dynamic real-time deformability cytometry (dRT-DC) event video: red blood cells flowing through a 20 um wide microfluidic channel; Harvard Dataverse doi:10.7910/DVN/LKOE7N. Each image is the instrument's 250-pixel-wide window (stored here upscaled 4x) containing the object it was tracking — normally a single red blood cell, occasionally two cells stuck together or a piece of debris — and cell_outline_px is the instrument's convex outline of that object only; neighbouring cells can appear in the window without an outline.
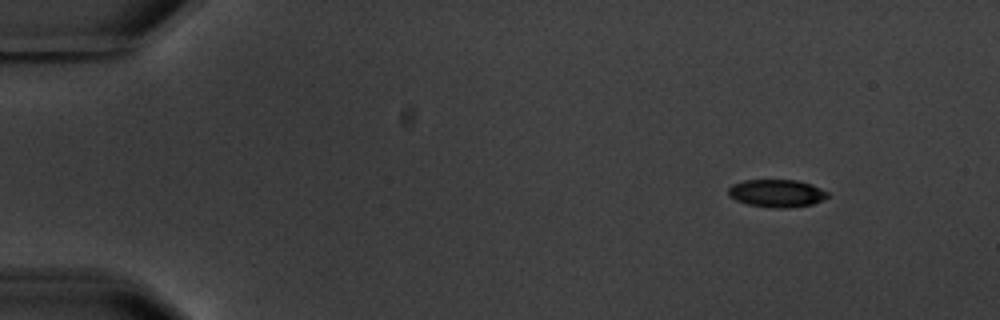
{"species": "common noctule bat (a hibernating species)", "species_latin": "Nyctalus noctula", "temperature_condition": "warm", "stored_images_in_passage": 3, "camera_frame_rate_fps": 3000, "um_per_image_px": 0.085, "animal": {"sex": "male", "body_mass_g": 20.1, "forearm_length_mm": 53.5}, "frame": {"image": 1, "passage_image": 1, "time_ms": 0.0, "image_size_px": [1000, 320], "cell_outline_px": [[828, 196], [812, 204], [788, 208], [776, 208], [748, 204], [736, 200], [728, 196], [728, 188], [732, 184], [744, 180], [796, 180], [812, 184], [828, 192]], "centroid_in_image_um": [65.99, 16.42], "position_along_channel_um": 19.0, "area_um2": 15.95}}
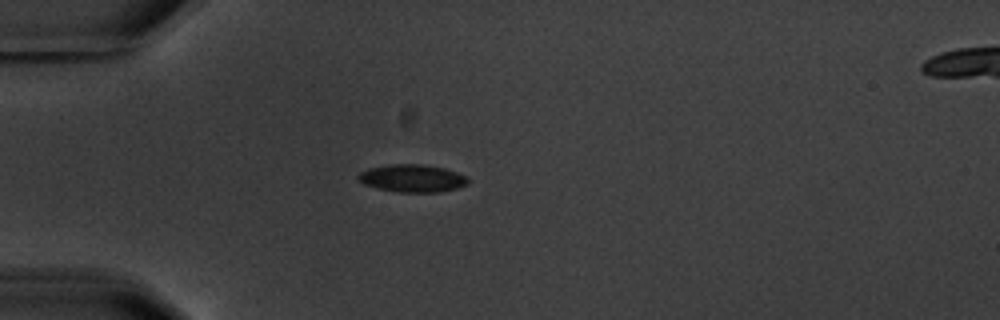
{"frame": {"image": 2, "passage_image": 3, "time_ms": 3.333, "image_size_px": [1000, 320], "cell_outline_px": [[468, 184], [456, 188], [440, 192], [400, 192], [376, 188], [364, 184], [356, 176], [360, 172], [368, 168], [392, 164], [420, 164], [444, 168], [468, 176]], "centroid_in_image_um": [35.05, 15.15], "position_along_channel_um": 50.0, "area_um2": 17.63}}